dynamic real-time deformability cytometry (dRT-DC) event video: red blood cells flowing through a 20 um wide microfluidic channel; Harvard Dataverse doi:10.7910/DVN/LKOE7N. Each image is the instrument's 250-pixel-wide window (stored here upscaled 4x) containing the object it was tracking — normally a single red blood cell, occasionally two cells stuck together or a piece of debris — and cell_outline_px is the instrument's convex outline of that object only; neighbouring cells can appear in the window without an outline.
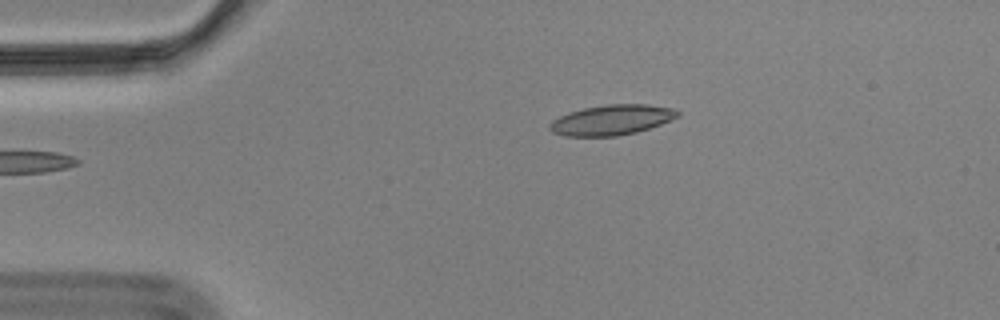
{"species": "Egyptian fruit bat (a non-hibernating species)", "species_latin": "Rousettus aegyptiacus", "temperature_condition": "cold", "stored_images_in_passage": 4, "camera_frame_rate_fps": 3000, "um_per_image_px": 0.085, "animal": {"sex": "male"}, "frame": {"image": 1, "passage_image": 1, "time_ms": 0.0, "image_size_px": [1000, 320], "cell_outline_px": [[680, 116], [660, 124], [636, 132], [616, 136], [564, 136], [552, 132], [548, 128], [548, 124], [552, 120], [568, 112], [584, 108], [604, 104], [648, 104], [672, 108], [680, 112]], "centroid_in_image_um": [51.96, 10.19], "position_along_channel_um": 33.0, "area_um2": 22.6}}